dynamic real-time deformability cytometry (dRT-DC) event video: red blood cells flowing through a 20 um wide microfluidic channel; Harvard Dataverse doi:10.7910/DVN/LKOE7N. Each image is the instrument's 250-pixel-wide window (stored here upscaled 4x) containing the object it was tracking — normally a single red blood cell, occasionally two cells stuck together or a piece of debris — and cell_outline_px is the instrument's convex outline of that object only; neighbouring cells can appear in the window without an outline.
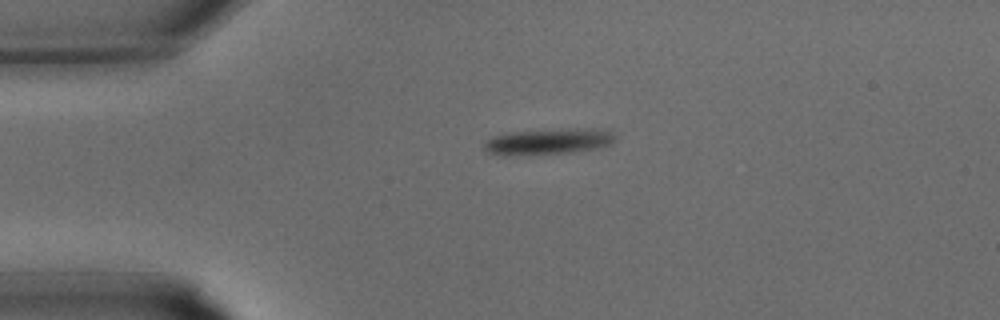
{"species": "common noctule bat (a hibernating species)", "species_latin": "Nyctalus noctula", "temperature_condition": "warm", "stored_images_in_passage": 26, "camera_frame_rate_fps": 3000, "um_per_image_px": 0.085, "animal": {"sex": "male", "body_mass_g": 15.6}, "frame": {"image": 1, "passage_image": 1, "time_ms": 0.0, "image_size_px": [1000, 320], "cell_outline_px": [[616, 140], [600, 148], [572, 152], [508, 156], [488, 152], [484, 148], [484, 144], [492, 136], [508, 132], [572, 128], [596, 128], [608, 132], [616, 136]], "centroid_in_image_um": [46.6, 12.02], "position_along_channel_um": 38.4, "area_um2": 19.88}}
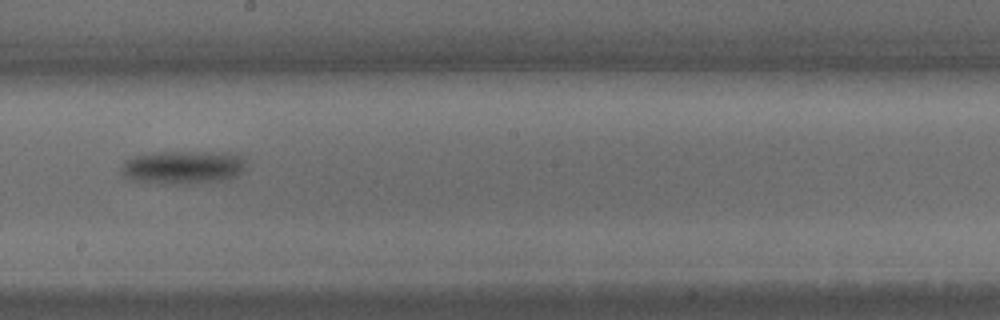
{"frame": {"image": 2, "passage_image": 12, "time_ms": 3.667, "image_size_px": [1000, 320], "cell_outline_px": [[244, 172], [236, 176], [220, 180], [184, 184], [176, 184], [132, 180], [124, 176], [120, 172], [120, 168], [124, 160], [132, 156], [156, 152], [236, 152], [244, 156]], "centroid_in_image_um": [15.56, 14.19], "position_along_channel_um": 232.6, "area_um2": 24.45}}
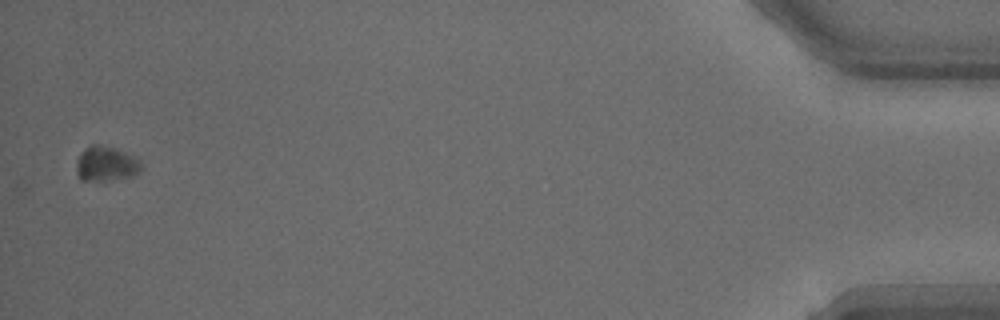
{"frame": {"image": 3, "passage_image": 26, "time_ms": 8.333, "image_size_px": [1000, 320], "cell_outline_px": [[144, 168], [132, 176], [104, 180], [80, 180], [76, 164], [80, 152], [92, 144], [96, 144], [116, 148], [140, 160], [144, 164]], "centroid_in_image_um": [9.04, 13.91], "position_along_channel_um": 426.2, "area_um2": 13.06}}